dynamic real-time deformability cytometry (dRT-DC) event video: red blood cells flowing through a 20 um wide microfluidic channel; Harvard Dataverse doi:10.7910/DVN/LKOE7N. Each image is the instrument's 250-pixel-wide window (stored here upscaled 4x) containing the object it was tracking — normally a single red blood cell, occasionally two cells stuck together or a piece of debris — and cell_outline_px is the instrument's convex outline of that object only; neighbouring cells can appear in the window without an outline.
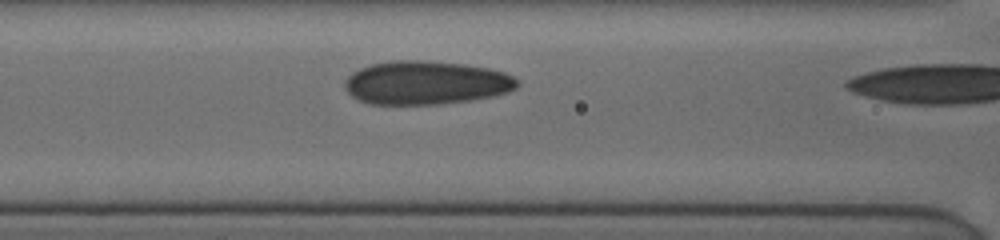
{"species": "human", "species_latin": "Homo sapiens", "temperature_condition": "cold", "stored_images_in_passage": 10, "camera_frame_rate_fps": 3000, "um_per_image_px": 0.085, "donor": {"sex": "female"}, "frame": {"image": 1, "passage_image": 9, "time_ms": 2.667, "image_size_px": [1000, 240], "cell_outline_px": [[516, 88], [508, 92], [492, 96], [468, 100], [436, 104], [372, 104], [360, 100], [352, 96], [344, 88], [344, 80], [352, 72], [360, 68], [372, 64], [392, 60], [424, 60], [464, 64], [488, 68], [504, 72], [512, 76], [516, 80]], "centroid_in_image_um": [36.17, 7.02], "position_along_channel_um": 130.4, "area_um2": 43.58}}